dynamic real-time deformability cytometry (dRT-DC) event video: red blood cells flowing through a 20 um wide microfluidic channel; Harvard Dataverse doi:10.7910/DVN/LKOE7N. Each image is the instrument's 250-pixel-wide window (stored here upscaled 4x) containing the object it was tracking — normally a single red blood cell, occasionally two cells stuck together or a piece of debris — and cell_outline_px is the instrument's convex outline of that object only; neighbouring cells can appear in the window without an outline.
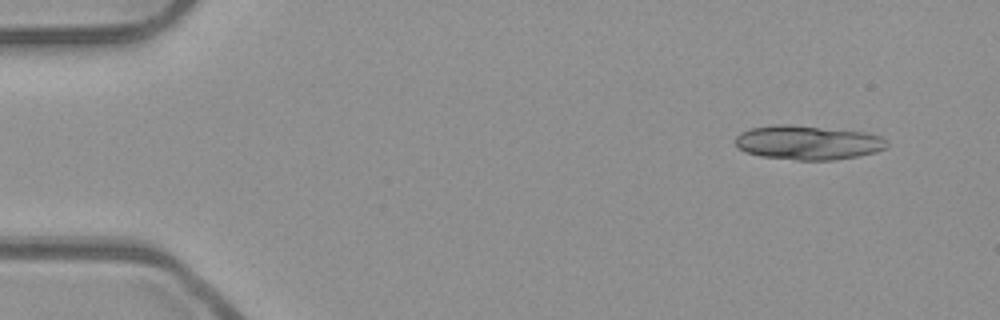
{"species": "common noctule bat (a hibernating species)", "species_latin": "Nyctalus noctula", "temperature_condition": "room temperature", "stored_images_in_passage": 14, "camera_frame_rate_fps": 3000, "um_per_image_px": 0.085, "animal": {"sex": "male", "body_mass_g": 23.1, "forearm_length_mm": 52.7}, "frame": {"image": 1, "passage_image": 1, "time_ms": 0.0, "image_size_px": [1000, 320], "cell_outline_px": [[888, 144], [884, 148], [876, 152], [836, 160], [796, 160], [760, 156], [744, 152], [736, 144], [736, 136], [740, 132], [752, 128], [776, 124], [788, 124], [864, 132], [880, 136], [888, 140]], "centroid_in_image_um": [68.66, 12.12], "position_along_channel_um": 16.3, "area_um2": 30.17}}